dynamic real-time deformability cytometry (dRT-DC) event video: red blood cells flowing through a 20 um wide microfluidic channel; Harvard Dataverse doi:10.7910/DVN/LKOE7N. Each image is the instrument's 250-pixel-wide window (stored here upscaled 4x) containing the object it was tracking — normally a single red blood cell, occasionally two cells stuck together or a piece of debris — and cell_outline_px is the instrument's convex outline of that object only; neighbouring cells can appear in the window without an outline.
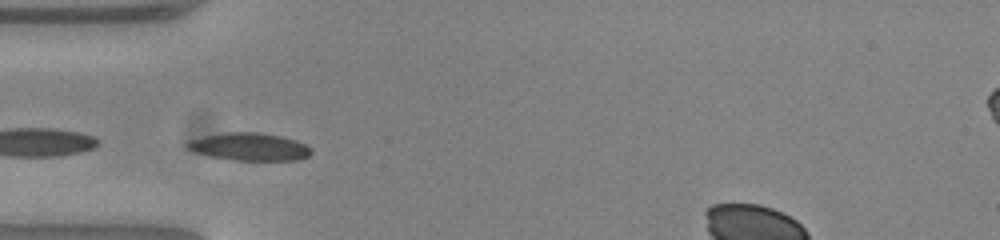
{"species": "common noctule bat (a hibernating species)", "species_latin": "Nyctalus noctula", "temperature_condition": "warm", "stored_images_in_passage": 37, "camera_frame_rate_fps": 3000, "um_per_image_px": 0.085, "animal": {"sex": "female", "body_mass_g": 23.0, "forearm_length_mm": 53.4}, "frame": {"image": 1, "passage_image": 9, "time_ms": 2.667, "image_size_px": [1000, 240], "cell_outline_px": [[312, 152], [308, 156], [300, 160], [236, 160], [212, 156], [196, 152], [188, 148], [184, 144], [188, 140], [204, 136], [224, 132], [256, 132], [280, 136], [296, 140], [312, 148]], "centroid_in_image_um": [21.21, 12.47], "position_along_channel_um": 63.8, "area_um2": 19.88}}
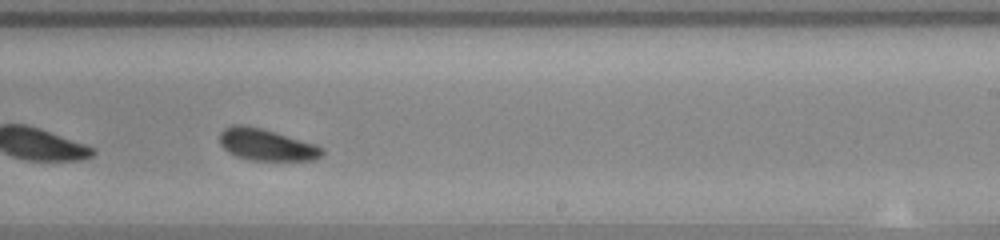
{"frame": {"image": 2, "passage_image": 25, "time_ms": 8.0, "image_size_px": [1000, 240], "cell_outline_px": [[324, 152], [320, 156], [312, 160], [252, 160], [236, 156], [228, 152], [220, 144], [220, 132], [224, 128], [232, 124], [240, 124], [260, 128], [276, 132], [316, 144], [324, 148]], "centroid_in_image_um": [22.64, 12.29], "position_along_channel_um": 266.4, "area_um2": 18.9}}
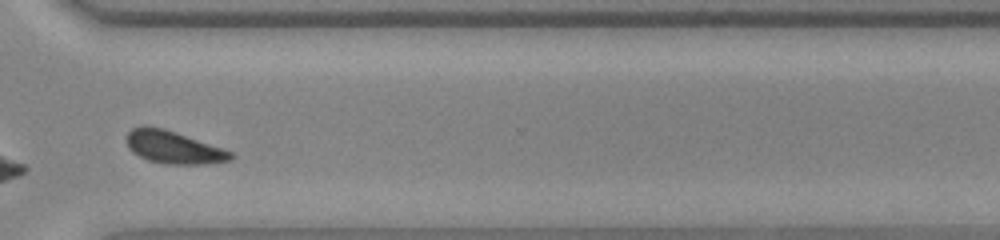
{"frame": {"image": 3, "passage_image": 32, "time_ms": 10.333, "image_size_px": [1000, 240], "cell_outline_px": [[236, 156], [232, 160], [204, 164], [164, 164], [148, 160], [132, 152], [128, 148], [124, 140], [128, 132], [132, 128], [144, 124], [164, 128], [232, 152]], "centroid_in_image_um": [14.69, 12.51], "position_along_channel_um": 355.9, "area_um2": 19.94}, "authors_computed_cell_mechanics": {"area_um2": 19.652, "velocity_mm_per_s": 3.8167, "shape_relaxation_time_tau1_ms": 2.6299, "shape_relaxation_time_tau2_ms": null, "deformation_change_tau1": 0.0997, "deformation_change_tau2": null}}